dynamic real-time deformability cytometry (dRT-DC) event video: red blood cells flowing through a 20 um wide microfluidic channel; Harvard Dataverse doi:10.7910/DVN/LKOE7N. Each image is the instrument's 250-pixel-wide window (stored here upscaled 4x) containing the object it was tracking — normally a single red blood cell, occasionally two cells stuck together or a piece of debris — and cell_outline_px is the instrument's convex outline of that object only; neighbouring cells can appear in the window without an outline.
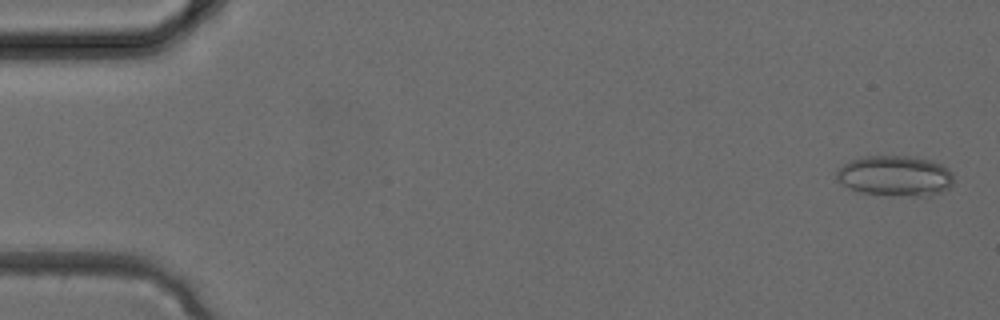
{"species": "common noctule bat (a hibernating species)", "species_latin": "Nyctalus noctula", "temperature_condition": "cold", "stored_images_in_passage": 4, "camera_frame_rate_fps": 3000, "um_per_image_px": 0.085, "animal": {"sex": "female", "body_mass_g": 24.6, "forearm_length_mm": 56.2}, "frame": {"image": 1, "passage_image": 1, "time_ms": 0.0, "image_size_px": [1000, 320], "cell_outline_px": [[952, 184], [948, 188], [940, 192], [928, 196], [916, 196], [864, 192], [852, 188], [844, 184], [836, 176], [836, 172], [844, 164], [852, 160], [864, 156], [908, 156], [928, 160], [940, 164], [948, 168], [952, 172]], "centroid_in_image_um": [76.13, 14.93], "position_along_channel_um": 8.9, "area_um2": 26.93}}